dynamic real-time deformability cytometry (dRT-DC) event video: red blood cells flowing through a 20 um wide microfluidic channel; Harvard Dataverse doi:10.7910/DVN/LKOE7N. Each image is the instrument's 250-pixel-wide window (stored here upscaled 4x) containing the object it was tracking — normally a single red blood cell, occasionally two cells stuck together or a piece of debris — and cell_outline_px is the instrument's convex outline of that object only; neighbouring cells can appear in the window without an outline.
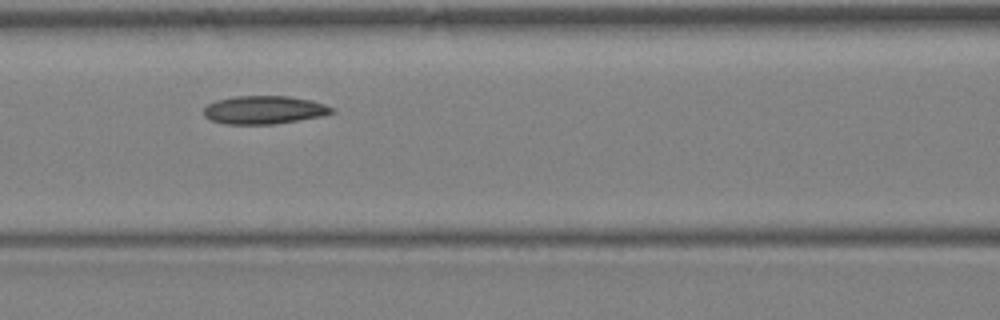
{"species": "Egyptian fruit bat (a non-hibernating species)", "species_latin": "Rousettus aegyptiacus", "temperature_condition": "warm", "stored_images_in_passage": 7, "camera_frame_rate_fps": 3000, "um_per_image_px": 0.085, "animal": {"sex": "female"}, "frame": {"image": 1, "passage_image": 6, "time_ms": 7.333, "image_size_px": [1000, 320], "cell_outline_px": [[336, 112], [320, 116], [300, 120], [276, 124], [224, 124], [212, 120], [204, 116], [204, 108], [208, 104], [216, 100], [236, 96], [288, 96], [312, 100], [324, 104], [332, 108]], "centroid_in_image_um": [22.45, 9.34], "position_along_channel_um": 144.2, "area_um2": 21.04}}